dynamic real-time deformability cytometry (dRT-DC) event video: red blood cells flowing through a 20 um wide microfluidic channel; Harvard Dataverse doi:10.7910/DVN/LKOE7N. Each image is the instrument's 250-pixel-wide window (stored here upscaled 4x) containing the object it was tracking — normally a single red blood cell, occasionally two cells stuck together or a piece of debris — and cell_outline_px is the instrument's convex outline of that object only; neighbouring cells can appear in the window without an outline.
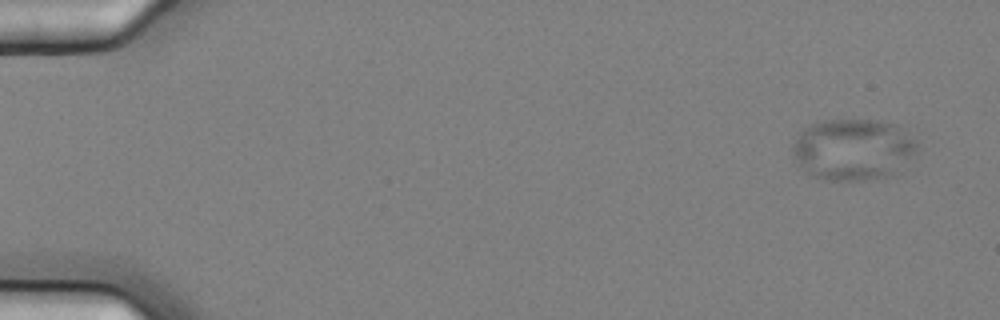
{"species": "common noctule bat (a hibernating species)", "species_latin": "Nyctalus noctula", "temperature_condition": "cold", "stored_images_in_passage": 5, "camera_frame_rate_fps": 3000, "um_per_image_px": 0.085, "animal": {"sex": "female", "body_mass_g": 25.1}, "frame": {"image": 1, "passage_image": 1, "time_ms": 0.0, "image_size_px": [1000, 320], "cell_outline_px": [[920, 148], [916, 156], [892, 176], [868, 180], [824, 180], [812, 176], [804, 172], [796, 164], [792, 152], [792, 144], [800, 132], [808, 124], [816, 120], [880, 120], [896, 124], [916, 140]], "centroid_in_image_um": [72.52, 12.71], "position_along_channel_um": 12.5, "area_um2": 45.78}}